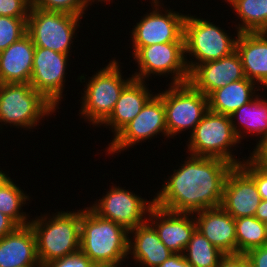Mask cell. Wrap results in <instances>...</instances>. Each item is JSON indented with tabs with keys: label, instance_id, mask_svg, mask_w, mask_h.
<instances>
[{
	"label": "cell",
	"instance_id": "cell-20",
	"mask_svg": "<svg viewBox=\"0 0 267 267\" xmlns=\"http://www.w3.org/2000/svg\"><path fill=\"white\" fill-rule=\"evenodd\" d=\"M236 52L246 78L267 87V32L239 33Z\"/></svg>",
	"mask_w": 267,
	"mask_h": 267
},
{
	"label": "cell",
	"instance_id": "cell-39",
	"mask_svg": "<svg viewBox=\"0 0 267 267\" xmlns=\"http://www.w3.org/2000/svg\"><path fill=\"white\" fill-rule=\"evenodd\" d=\"M18 225L8 216L0 212V238L13 232Z\"/></svg>",
	"mask_w": 267,
	"mask_h": 267
},
{
	"label": "cell",
	"instance_id": "cell-9",
	"mask_svg": "<svg viewBox=\"0 0 267 267\" xmlns=\"http://www.w3.org/2000/svg\"><path fill=\"white\" fill-rule=\"evenodd\" d=\"M81 20L80 16L31 7L27 19V34L35 47L72 55L71 44L73 45V39L77 36L76 30Z\"/></svg>",
	"mask_w": 267,
	"mask_h": 267
},
{
	"label": "cell",
	"instance_id": "cell-22",
	"mask_svg": "<svg viewBox=\"0 0 267 267\" xmlns=\"http://www.w3.org/2000/svg\"><path fill=\"white\" fill-rule=\"evenodd\" d=\"M172 254L148 221L129 231L128 255L132 256L136 265L140 263L139 266L156 267Z\"/></svg>",
	"mask_w": 267,
	"mask_h": 267
},
{
	"label": "cell",
	"instance_id": "cell-34",
	"mask_svg": "<svg viewBox=\"0 0 267 267\" xmlns=\"http://www.w3.org/2000/svg\"><path fill=\"white\" fill-rule=\"evenodd\" d=\"M42 267H95V264L87 255L79 250L68 256L51 260Z\"/></svg>",
	"mask_w": 267,
	"mask_h": 267
},
{
	"label": "cell",
	"instance_id": "cell-11",
	"mask_svg": "<svg viewBox=\"0 0 267 267\" xmlns=\"http://www.w3.org/2000/svg\"><path fill=\"white\" fill-rule=\"evenodd\" d=\"M168 137L165 107L162 98L155 93L143 106L140 113L126 124L108 144L106 153L118 154L137 143H142L158 134Z\"/></svg>",
	"mask_w": 267,
	"mask_h": 267
},
{
	"label": "cell",
	"instance_id": "cell-3",
	"mask_svg": "<svg viewBox=\"0 0 267 267\" xmlns=\"http://www.w3.org/2000/svg\"><path fill=\"white\" fill-rule=\"evenodd\" d=\"M36 236L37 256L40 265L68 256L80 250L81 209L57 211L30 219Z\"/></svg>",
	"mask_w": 267,
	"mask_h": 267
},
{
	"label": "cell",
	"instance_id": "cell-12",
	"mask_svg": "<svg viewBox=\"0 0 267 267\" xmlns=\"http://www.w3.org/2000/svg\"><path fill=\"white\" fill-rule=\"evenodd\" d=\"M124 188L113 185L102 198L96 199L90 208L98 216L112 220L130 231L147 222L155 201L154 197L151 201H147Z\"/></svg>",
	"mask_w": 267,
	"mask_h": 267
},
{
	"label": "cell",
	"instance_id": "cell-28",
	"mask_svg": "<svg viewBox=\"0 0 267 267\" xmlns=\"http://www.w3.org/2000/svg\"><path fill=\"white\" fill-rule=\"evenodd\" d=\"M183 255L192 267H218L226 256L198 230L192 234Z\"/></svg>",
	"mask_w": 267,
	"mask_h": 267
},
{
	"label": "cell",
	"instance_id": "cell-16",
	"mask_svg": "<svg viewBox=\"0 0 267 267\" xmlns=\"http://www.w3.org/2000/svg\"><path fill=\"white\" fill-rule=\"evenodd\" d=\"M260 201L254 180L240 166H234L226 178L220 206L237 219L255 216Z\"/></svg>",
	"mask_w": 267,
	"mask_h": 267
},
{
	"label": "cell",
	"instance_id": "cell-30",
	"mask_svg": "<svg viewBox=\"0 0 267 267\" xmlns=\"http://www.w3.org/2000/svg\"><path fill=\"white\" fill-rule=\"evenodd\" d=\"M27 19L0 16V52L27 34Z\"/></svg>",
	"mask_w": 267,
	"mask_h": 267
},
{
	"label": "cell",
	"instance_id": "cell-44",
	"mask_svg": "<svg viewBox=\"0 0 267 267\" xmlns=\"http://www.w3.org/2000/svg\"><path fill=\"white\" fill-rule=\"evenodd\" d=\"M151 1H152L151 4L153 5H164L163 3L160 2L161 0H151Z\"/></svg>",
	"mask_w": 267,
	"mask_h": 267
},
{
	"label": "cell",
	"instance_id": "cell-32",
	"mask_svg": "<svg viewBox=\"0 0 267 267\" xmlns=\"http://www.w3.org/2000/svg\"><path fill=\"white\" fill-rule=\"evenodd\" d=\"M239 166L254 180L261 200H267V167L255 164L248 158Z\"/></svg>",
	"mask_w": 267,
	"mask_h": 267
},
{
	"label": "cell",
	"instance_id": "cell-27",
	"mask_svg": "<svg viewBox=\"0 0 267 267\" xmlns=\"http://www.w3.org/2000/svg\"><path fill=\"white\" fill-rule=\"evenodd\" d=\"M29 199V195L15 184L11 177L0 185V212L10 217L18 226L30 223L29 214L22 209Z\"/></svg>",
	"mask_w": 267,
	"mask_h": 267
},
{
	"label": "cell",
	"instance_id": "cell-35",
	"mask_svg": "<svg viewBox=\"0 0 267 267\" xmlns=\"http://www.w3.org/2000/svg\"><path fill=\"white\" fill-rule=\"evenodd\" d=\"M256 146L253 148L252 153L248 156V159L255 164L267 167V133L256 141Z\"/></svg>",
	"mask_w": 267,
	"mask_h": 267
},
{
	"label": "cell",
	"instance_id": "cell-15",
	"mask_svg": "<svg viewBox=\"0 0 267 267\" xmlns=\"http://www.w3.org/2000/svg\"><path fill=\"white\" fill-rule=\"evenodd\" d=\"M246 78L239 54L196 65L189 72L188 82L205 96L234 81Z\"/></svg>",
	"mask_w": 267,
	"mask_h": 267
},
{
	"label": "cell",
	"instance_id": "cell-31",
	"mask_svg": "<svg viewBox=\"0 0 267 267\" xmlns=\"http://www.w3.org/2000/svg\"><path fill=\"white\" fill-rule=\"evenodd\" d=\"M31 7L83 17L89 6L86 0H31Z\"/></svg>",
	"mask_w": 267,
	"mask_h": 267
},
{
	"label": "cell",
	"instance_id": "cell-6",
	"mask_svg": "<svg viewBox=\"0 0 267 267\" xmlns=\"http://www.w3.org/2000/svg\"><path fill=\"white\" fill-rule=\"evenodd\" d=\"M211 20L186 15L184 20L185 60L189 72L198 64L229 56L236 51L237 36H229ZM235 37V38H234ZM195 58V60H192ZM191 55V56H190ZM194 57V58H193Z\"/></svg>",
	"mask_w": 267,
	"mask_h": 267
},
{
	"label": "cell",
	"instance_id": "cell-10",
	"mask_svg": "<svg viewBox=\"0 0 267 267\" xmlns=\"http://www.w3.org/2000/svg\"><path fill=\"white\" fill-rule=\"evenodd\" d=\"M132 56L139 69L132 76L136 80L149 81L152 75L170 74V84L188 82L189 70L185 60L184 42L153 44L142 48H132Z\"/></svg>",
	"mask_w": 267,
	"mask_h": 267
},
{
	"label": "cell",
	"instance_id": "cell-37",
	"mask_svg": "<svg viewBox=\"0 0 267 267\" xmlns=\"http://www.w3.org/2000/svg\"><path fill=\"white\" fill-rule=\"evenodd\" d=\"M218 267H251L245 255H226Z\"/></svg>",
	"mask_w": 267,
	"mask_h": 267
},
{
	"label": "cell",
	"instance_id": "cell-13",
	"mask_svg": "<svg viewBox=\"0 0 267 267\" xmlns=\"http://www.w3.org/2000/svg\"><path fill=\"white\" fill-rule=\"evenodd\" d=\"M150 13L141 16L132 28V48H142L167 42H184V20L187 14L153 5ZM164 8V9H163ZM167 9V10H166Z\"/></svg>",
	"mask_w": 267,
	"mask_h": 267
},
{
	"label": "cell",
	"instance_id": "cell-21",
	"mask_svg": "<svg viewBox=\"0 0 267 267\" xmlns=\"http://www.w3.org/2000/svg\"><path fill=\"white\" fill-rule=\"evenodd\" d=\"M35 45L26 34L0 52V83H30Z\"/></svg>",
	"mask_w": 267,
	"mask_h": 267
},
{
	"label": "cell",
	"instance_id": "cell-36",
	"mask_svg": "<svg viewBox=\"0 0 267 267\" xmlns=\"http://www.w3.org/2000/svg\"><path fill=\"white\" fill-rule=\"evenodd\" d=\"M245 256L251 267H267V245L251 249Z\"/></svg>",
	"mask_w": 267,
	"mask_h": 267
},
{
	"label": "cell",
	"instance_id": "cell-14",
	"mask_svg": "<svg viewBox=\"0 0 267 267\" xmlns=\"http://www.w3.org/2000/svg\"><path fill=\"white\" fill-rule=\"evenodd\" d=\"M69 54H62L48 48L35 47L30 85L56 109H59L65 89V74Z\"/></svg>",
	"mask_w": 267,
	"mask_h": 267
},
{
	"label": "cell",
	"instance_id": "cell-8",
	"mask_svg": "<svg viewBox=\"0 0 267 267\" xmlns=\"http://www.w3.org/2000/svg\"><path fill=\"white\" fill-rule=\"evenodd\" d=\"M168 86L164 92L157 93L165 107L168 138H174L186 130H189L191 135L209 110L208 97L189 82Z\"/></svg>",
	"mask_w": 267,
	"mask_h": 267
},
{
	"label": "cell",
	"instance_id": "cell-29",
	"mask_svg": "<svg viewBox=\"0 0 267 267\" xmlns=\"http://www.w3.org/2000/svg\"><path fill=\"white\" fill-rule=\"evenodd\" d=\"M237 254L245 255L249 250L267 245L264 222L255 216L235 219Z\"/></svg>",
	"mask_w": 267,
	"mask_h": 267
},
{
	"label": "cell",
	"instance_id": "cell-4",
	"mask_svg": "<svg viewBox=\"0 0 267 267\" xmlns=\"http://www.w3.org/2000/svg\"><path fill=\"white\" fill-rule=\"evenodd\" d=\"M119 63L117 59L110 60L84 84L79 114L93 127L100 126L110 116L123 89L134 79L132 75L124 79Z\"/></svg>",
	"mask_w": 267,
	"mask_h": 267
},
{
	"label": "cell",
	"instance_id": "cell-24",
	"mask_svg": "<svg viewBox=\"0 0 267 267\" xmlns=\"http://www.w3.org/2000/svg\"><path fill=\"white\" fill-rule=\"evenodd\" d=\"M259 90L260 87L250 79L234 81L213 91L208 96L209 110L230 116L242 105L256 97Z\"/></svg>",
	"mask_w": 267,
	"mask_h": 267
},
{
	"label": "cell",
	"instance_id": "cell-2",
	"mask_svg": "<svg viewBox=\"0 0 267 267\" xmlns=\"http://www.w3.org/2000/svg\"><path fill=\"white\" fill-rule=\"evenodd\" d=\"M128 242L126 228L98 216L90 207L81 209L80 250L95 265L128 260Z\"/></svg>",
	"mask_w": 267,
	"mask_h": 267
},
{
	"label": "cell",
	"instance_id": "cell-40",
	"mask_svg": "<svg viewBox=\"0 0 267 267\" xmlns=\"http://www.w3.org/2000/svg\"><path fill=\"white\" fill-rule=\"evenodd\" d=\"M255 217L262 222L267 220V200L260 201Z\"/></svg>",
	"mask_w": 267,
	"mask_h": 267
},
{
	"label": "cell",
	"instance_id": "cell-7",
	"mask_svg": "<svg viewBox=\"0 0 267 267\" xmlns=\"http://www.w3.org/2000/svg\"><path fill=\"white\" fill-rule=\"evenodd\" d=\"M187 153L193 156L220 158L239 166L244 160L233 155L232 147L241 144L230 116L208 110L187 141ZM242 159V161H241Z\"/></svg>",
	"mask_w": 267,
	"mask_h": 267
},
{
	"label": "cell",
	"instance_id": "cell-18",
	"mask_svg": "<svg viewBox=\"0 0 267 267\" xmlns=\"http://www.w3.org/2000/svg\"><path fill=\"white\" fill-rule=\"evenodd\" d=\"M194 218L196 230L215 247L226 255H237L235 219L221 206L198 211Z\"/></svg>",
	"mask_w": 267,
	"mask_h": 267
},
{
	"label": "cell",
	"instance_id": "cell-1",
	"mask_svg": "<svg viewBox=\"0 0 267 267\" xmlns=\"http://www.w3.org/2000/svg\"><path fill=\"white\" fill-rule=\"evenodd\" d=\"M154 195L155 205L178 213H196L221 205L228 173L234 167L220 158L188 154Z\"/></svg>",
	"mask_w": 267,
	"mask_h": 267
},
{
	"label": "cell",
	"instance_id": "cell-19",
	"mask_svg": "<svg viewBox=\"0 0 267 267\" xmlns=\"http://www.w3.org/2000/svg\"><path fill=\"white\" fill-rule=\"evenodd\" d=\"M0 267H42L37 256L36 236L30 226H18L0 238Z\"/></svg>",
	"mask_w": 267,
	"mask_h": 267
},
{
	"label": "cell",
	"instance_id": "cell-42",
	"mask_svg": "<svg viewBox=\"0 0 267 267\" xmlns=\"http://www.w3.org/2000/svg\"><path fill=\"white\" fill-rule=\"evenodd\" d=\"M8 173L6 174L2 169L0 168V185L8 178Z\"/></svg>",
	"mask_w": 267,
	"mask_h": 267
},
{
	"label": "cell",
	"instance_id": "cell-23",
	"mask_svg": "<svg viewBox=\"0 0 267 267\" xmlns=\"http://www.w3.org/2000/svg\"><path fill=\"white\" fill-rule=\"evenodd\" d=\"M146 81L133 79L122 91L110 116L98 127H109L115 136L126 124L132 121L154 95Z\"/></svg>",
	"mask_w": 267,
	"mask_h": 267
},
{
	"label": "cell",
	"instance_id": "cell-38",
	"mask_svg": "<svg viewBox=\"0 0 267 267\" xmlns=\"http://www.w3.org/2000/svg\"><path fill=\"white\" fill-rule=\"evenodd\" d=\"M156 267H192V266L186 262V259L183 254L174 253L161 265H158Z\"/></svg>",
	"mask_w": 267,
	"mask_h": 267
},
{
	"label": "cell",
	"instance_id": "cell-45",
	"mask_svg": "<svg viewBox=\"0 0 267 267\" xmlns=\"http://www.w3.org/2000/svg\"><path fill=\"white\" fill-rule=\"evenodd\" d=\"M264 225H265V229H266V233H267V220L264 221Z\"/></svg>",
	"mask_w": 267,
	"mask_h": 267
},
{
	"label": "cell",
	"instance_id": "cell-41",
	"mask_svg": "<svg viewBox=\"0 0 267 267\" xmlns=\"http://www.w3.org/2000/svg\"><path fill=\"white\" fill-rule=\"evenodd\" d=\"M123 262H118V263H112V264H99L95 265V267H122L121 264Z\"/></svg>",
	"mask_w": 267,
	"mask_h": 267
},
{
	"label": "cell",
	"instance_id": "cell-26",
	"mask_svg": "<svg viewBox=\"0 0 267 267\" xmlns=\"http://www.w3.org/2000/svg\"><path fill=\"white\" fill-rule=\"evenodd\" d=\"M240 18L236 33L267 32V0H224Z\"/></svg>",
	"mask_w": 267,
	"mask_h": 267
},
{
	"label": "cell",
	"instance_id": "cell-33",
	"mask_svg": "<svg viewBox=\"0 0 267 267\" xmlns=\"http://www.w3.org/2000/svg\"><path fill=\"white\" fill-rule=\"evenodd\" d=\"M31 0H0V16L28 18Z\"/></svg>",
	"mask_w": 267,
	"mask_h": 267
},
{
	"label": "cell",
	"instance_id": "cell-43",
	"mask_svg": "<svg viewBox=\"0 0 267 267\" xmlns=\"http://www.w3.org/2000/svg\"><path fill=\"white\" fill-rule=\"evenodd\" d=\"M95 1H96V2L98 1V2H101V3H102V2H104V3H105V2H106V3L109 2V4H110V1H111V0H86L88 6H89V5L92 6V3L94 4Z\"/></svg>",
	"mask_w": 267,
	"mask_h": 267
},
{
	"label": "cell",
	"instance_id": "cell-25",
	"mask_svg": "<svg viewBox=\"0 0 267 267\" xmlns=\"http://www.w3.org/2000/svg\"><path fill=\"white\" fill-rule=\"evenodd\" d=\"M231 123L240 142L249 133L252 136L263 137L267 133V100L261 98L259 92L249 103L242 105L232 115ZM238 119V123L236 120ZM243 129L241 131L240 129ZM244 132V133H243ZM247 133V134H246ZM259 135V136H258ZM262 135V136H261Z\"/></svg>",
	"mask_w": 267,
	"mask_h": 267
},
{
	"label": "cell",
	"instance_id": "cell-5",
	"mask_svg": "<svg viewBox=\"0 0 267 267\" xmlns=\"http://www.w3.org/2000/svg\"><path fill=\"white\" fill-rule=\"evenodd\" d=\"M55 112L56 108L29 83H0L2 125L18 126L17 128L21 127L23 130L33 129L40 125V120Z\"/></svg>",
	"mask_w": 267,
	"mask_h": 267
},
{
	"label": "cell",
	"instance_id": "cell-17",
	"mask_svg": "<svg viewBox=\"0 0 267 267\" xmlns=\"http://www.w3.org/2000/svg\"><path fill=\"white\" fill-rule=\"evenodd\" d=\"M148 217L164 245L173 253L183 254L196 230L194 214L171 212L154 205Z\"/></svg>",
	"mask_w": 267,
	"mask_h": 267
}]
</instances>
